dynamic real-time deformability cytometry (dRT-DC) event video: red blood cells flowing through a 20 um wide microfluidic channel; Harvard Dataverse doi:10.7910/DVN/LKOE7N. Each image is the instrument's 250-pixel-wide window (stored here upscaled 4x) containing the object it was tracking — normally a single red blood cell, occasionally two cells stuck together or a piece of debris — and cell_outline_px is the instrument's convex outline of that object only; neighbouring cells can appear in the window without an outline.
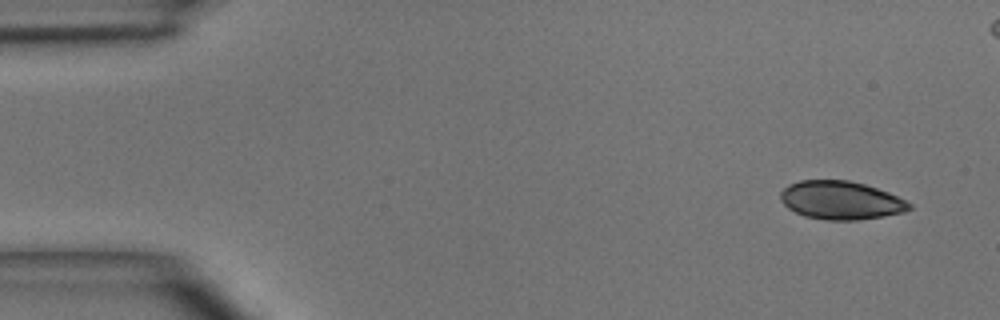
{"species": "common noctule bat (a hibernating species)", "species_latin": "Nyctalus noctula", "temperature_condition": "room temperature", "stored_images_in_passage": 5, "camera_frame_rate_fps": 3000, "um_per_image_px": 0.085, "animal": {"sex": "male", "body_mass_g": 15.6}, "frame": {"image": 1, "passage_image": 1, "time_ms": 0.0, "image_size_px": [1000, 320], "cell_outline_px": [[912, 208], [904, 212], [884, 216], [860, 220], [824, 220], [804, 216], [788, 208], [780, 200], [780, 192], [788, 184], [800, 180], [848, 180], [864, 184], [888, 192], [912, 204]], "centroid_in_image_um": [71.45, 17.03], "position_along_channel_um": 13.5, "area_um2": 28.84}}